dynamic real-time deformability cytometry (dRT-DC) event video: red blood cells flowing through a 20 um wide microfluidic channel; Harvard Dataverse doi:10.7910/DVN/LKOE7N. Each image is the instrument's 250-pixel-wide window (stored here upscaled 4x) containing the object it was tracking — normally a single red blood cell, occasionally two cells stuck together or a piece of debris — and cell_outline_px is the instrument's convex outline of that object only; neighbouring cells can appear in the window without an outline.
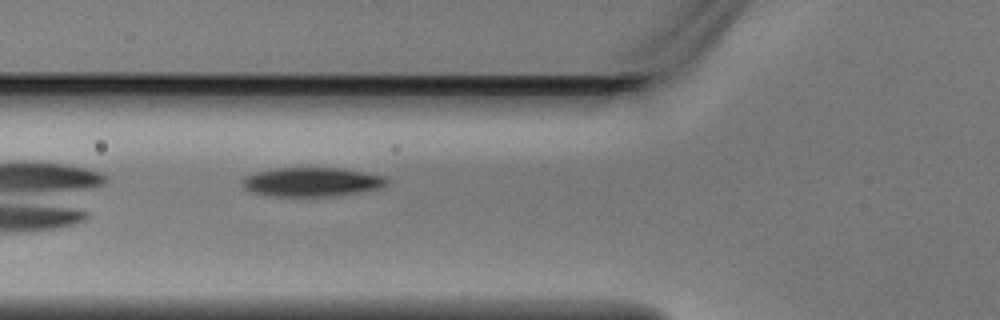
{"species": "Egyptian fruit bat (a non-hibernating species)", "species_latin": "Rousettus aegyptiacus", "temperature_condition": "warm", "stored_images_in_passage": 4, "camera_frame_rate_fps": 3000, "um_per_image_px": 0.085, "animal": {"sex": "male"}, "frame": {"image": 1, "passage_image": 4, "time_ms": 1.0, "image_size_px": [1000, 320], "cell_outline_px": [[388, 180], [380, 188], [336, 196], [272, 196], [248, 192], [240, 184], [240, 180], [244, 176], [256, 172], [276, 168], [340, 168], [384, 176]], "centroid_in_image_um": [26.4, 15.47], "position_along_channel_um": 99.4, "area_um2": 24.51}}